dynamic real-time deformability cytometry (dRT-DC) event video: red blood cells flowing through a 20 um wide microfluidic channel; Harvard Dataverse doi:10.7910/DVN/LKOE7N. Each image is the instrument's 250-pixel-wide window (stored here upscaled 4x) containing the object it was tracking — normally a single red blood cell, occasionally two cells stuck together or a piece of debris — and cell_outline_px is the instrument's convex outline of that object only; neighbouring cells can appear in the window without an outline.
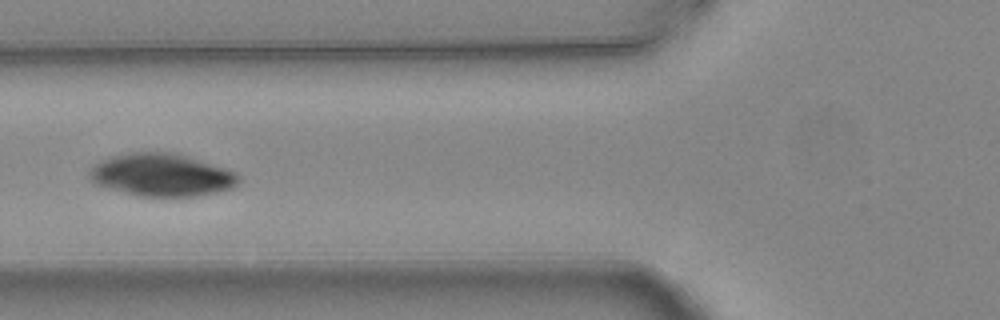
{"species": "common noctule bat (a hibernating species)", "species_latin": "Nyctalus noctula", "temperature_condition": "warm", "stored_images_in_passage": 5, "camera_frame_rate_fps": 3000, "um_per_image_px": 0.085, "animal": {"sex": "female", "body_mass_g": 24.6, "forearm_length_mm": 56.2}, "frame": {"image": 1, "passage_image": 5, "time_ms": 1.333, "image_size_px": [1000, 320], "cell_outline_px": [[240, 180], [232, 188], [216, 192], [196, 196], [136, 196], [96, 184], [88, 176], [92, 168], [96, 164], [112, 156], [132, 152], [176, 152], [236, 172], [240, 176]], "centroid_in_image_um": [13.77, 14.87], "position_along_channel_um": 112.0, "area_um2": 36.82}}